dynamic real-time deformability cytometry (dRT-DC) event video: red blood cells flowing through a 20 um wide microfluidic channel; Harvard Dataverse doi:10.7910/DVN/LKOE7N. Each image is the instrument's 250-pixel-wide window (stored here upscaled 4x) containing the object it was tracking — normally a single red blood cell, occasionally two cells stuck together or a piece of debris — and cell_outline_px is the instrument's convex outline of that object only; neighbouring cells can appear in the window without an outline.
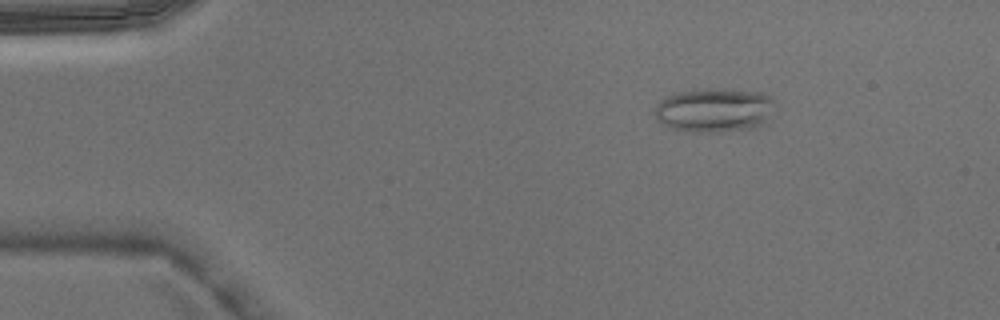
{"species": "Egyptian fruit bat (a non-hibernating species)", "species_latin": "Rousettus aegyptiacus", "temperature_condition": "warm", "stored_images_in_passage": 4, "camera_frame_rate_fps": 3000, "um_per_image_px": 0.085, "animal": {"sex": "male"}, "frame": {"image": 1, "passage_image": 2, "time_ms": 0.333, "image_size_px": [1000, 320], "cell_outline_px": [[772, 100], [764, 120], [760, 124], [752, 128], [720, 132], [692, 132], [672, 128], [656, 120], [656, 104], [660, 100], [676, 92], [712, 88], [764, 92], [772, 96]], "centroid_in_image_um": [60.64, 9.35], "position_along_channel_um": 24.4, "area_um2": 30.35}}